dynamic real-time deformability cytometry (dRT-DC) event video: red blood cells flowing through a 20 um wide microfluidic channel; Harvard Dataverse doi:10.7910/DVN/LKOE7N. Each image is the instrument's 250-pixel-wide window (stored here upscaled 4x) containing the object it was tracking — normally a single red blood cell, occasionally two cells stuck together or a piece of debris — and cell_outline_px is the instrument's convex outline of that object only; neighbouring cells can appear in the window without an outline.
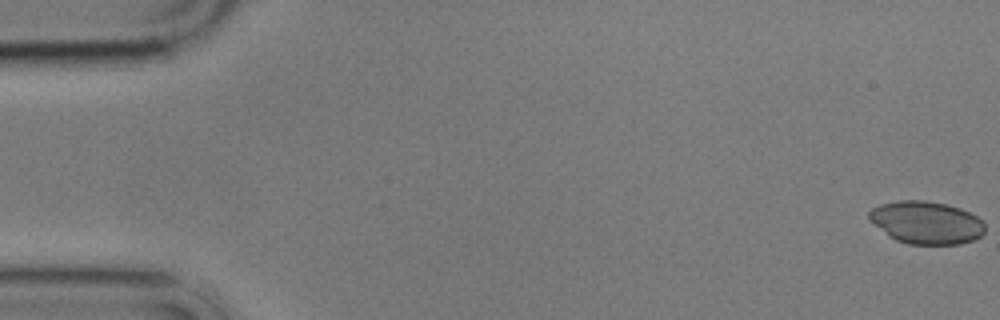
{"species": "common noctule bat (a hibernating species)", "species_latin": "Nyctalus noctula", "temperature_condition": "cold", "stored_images_in_passage": 5, "camera_frame_rate_fps": 3000, "um_per_image_px": 0.085, "animal": {"sex": "male", "body_mass_g": 17.9}, "frame": {"image": 1, "passage_image": 1, "time_ms": 0.0, "image_size_px": [1000, 320], "cell_outline_px": [[984, 232], [980, 236], [972, 240], [960, 244], [908, 244], [896, 240], [888, 236], [868, 220], [868, 212], [872, 208], [880, 204], [896, 200], [924, 200], [948, 204], [960, 208], [984, 220]], "centroid_in_image_um": [78.7, 18.91], "position_along_channel_um": 6.3, "area_um2": 29.07}}